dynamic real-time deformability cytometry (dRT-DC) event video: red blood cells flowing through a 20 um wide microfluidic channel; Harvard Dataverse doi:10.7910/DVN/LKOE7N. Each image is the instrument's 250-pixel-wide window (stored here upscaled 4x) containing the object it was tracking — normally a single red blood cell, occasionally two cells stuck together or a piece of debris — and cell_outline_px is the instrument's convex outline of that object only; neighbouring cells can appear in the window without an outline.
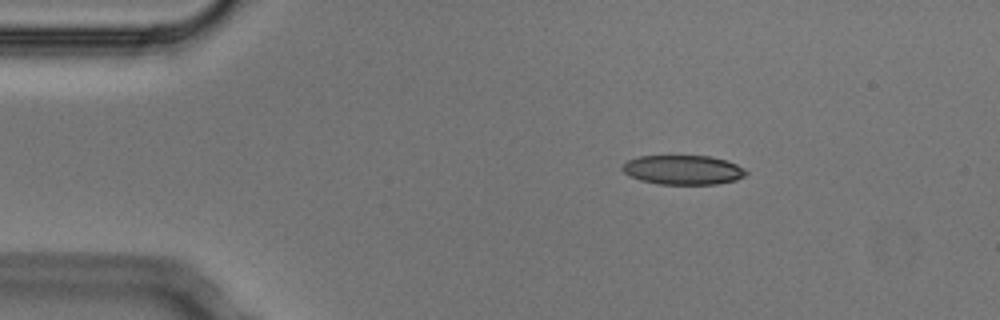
{"species": "Egyptian fruit bat (a non-hibernating species)", "species_latin": "Rousettus aegyptiacus", "temperature_condition": "cold", "stored_images_in_passage": 4, "camera_frame_rate_fps": 3000, "um_per_image_px": 0.085, "animal": {"sex": "male"}, "frame": {"image": 1, "passage_image": 4, "time_ms": 1.0, "image_size_px": [1000, 320], "cell_outline_px": [[748, 172], [744, 176], [736, 180], [716, 184], [660, 184], [640, 180], [628, 176], [620, 168], [628, 160], [640, 156], [712, 156], [728, 160], [744, 168]], "centroid_in_image_um": [58.07, 14.44], "position_along_channel_um": 26.9, "area_um2": 21.27}}